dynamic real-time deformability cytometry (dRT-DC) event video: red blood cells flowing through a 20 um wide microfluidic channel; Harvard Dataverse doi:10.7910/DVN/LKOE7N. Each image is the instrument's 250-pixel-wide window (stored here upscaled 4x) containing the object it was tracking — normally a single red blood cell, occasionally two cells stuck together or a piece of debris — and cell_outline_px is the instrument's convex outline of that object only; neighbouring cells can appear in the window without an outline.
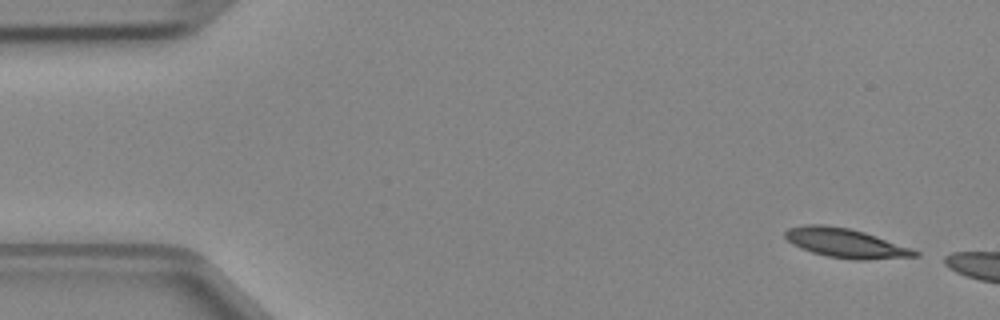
{"species": "Egyptian fruit bat (a non-hibernating species)", "species_latin": "Rousettus aegyptiacus", "temperature_condition": "cold", "stored_images_in_passage": 3, "camera_frame_rate_fps": 3000, "um_per_image_px": 0.085, "animal": {"sex": "female"}, "frame": {"image": 1, "passage_image": 1, "time_ms": 0.0, "image_size_px": [1000, 320], "cell_outline_px": [[920, 256], [864, 260], [856, 260], [828, 256], [812, 252], [792, 244], [784, 236], [784, 232], [788, 228], [804, 224], [824, 224], [848, 228], [864, 232], [912, 248], [920, 252]], "centroid_in_image_um": [71.88, 20.65], "position_along_channel_um": 13.1, "area_um2": 22.08}}